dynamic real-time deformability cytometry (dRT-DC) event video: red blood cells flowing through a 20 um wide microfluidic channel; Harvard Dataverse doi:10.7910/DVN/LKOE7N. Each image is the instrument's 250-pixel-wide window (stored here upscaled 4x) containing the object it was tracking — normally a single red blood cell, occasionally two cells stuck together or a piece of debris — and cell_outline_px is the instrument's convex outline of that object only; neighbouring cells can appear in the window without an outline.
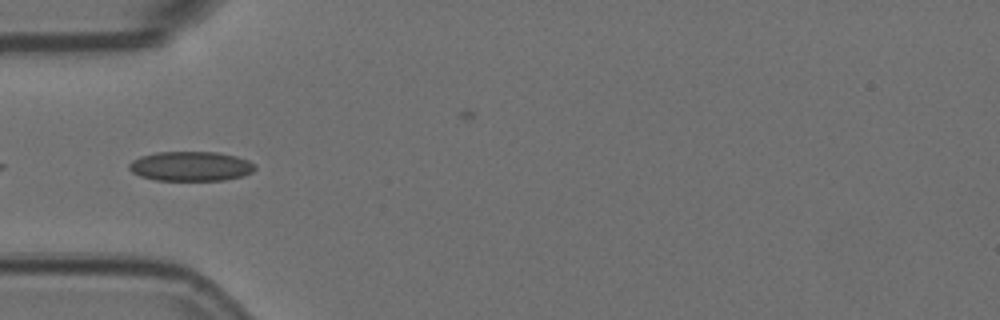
{"species": "Egyptian fruit bat (a non-hibernating species)", "species_latin": "Rousettus aegyptiacus", "temperature_condition": "room temperature", "stored_images_in_passage": 10, "camera_frame_rate_fps": 3000, "um_per_image_px": 0.085, "animal": {"sex": "female"}, "frame": {"image": 1, "passage_image": 5, "time_ms": 1.333, "image_size_px": [1000, 320], "cell_outline_px": [[256, 168], [252, 172], [244, 176], [224, 180], [156, 180], [140, 176], [132, 172], [128, 168], [128, 164], [132, 160], [140, 156], [156, 152], [216, 152], [236, 156], [248, 160], [256, 164]], "centroid_in_image_um": [16.22, 14.13], "position_along_channel_um": 68.8, "area_um2": 21.85}}
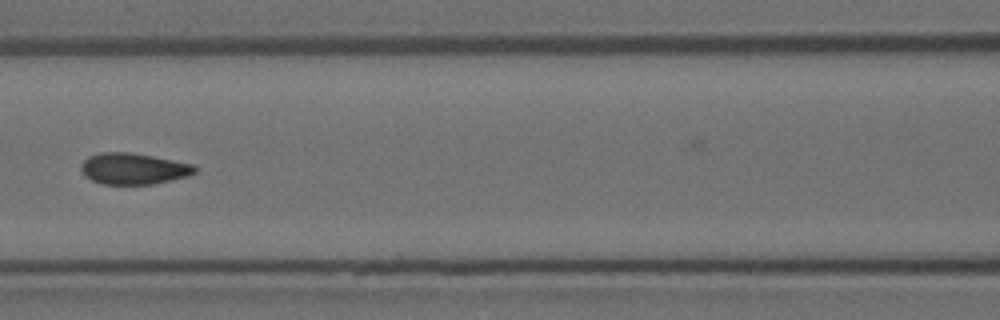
{"frame": {"image": 2, "passage_image": 7, "time_ms": 2.0, "image_size_px": [1000, 320], "cell_outline_px": [[196, 172], [188, 176], [172, 180], [152, 184], [104, 184], [92, 180], [84, 176], [80, 168], [80, 164], [88, 156], [100, 152], [128, 152], [152, 156], [192, 164], [196, 168]], "centroid_in_image_um": [11.31, 14.34], "position_along_channel_um": 155.3, "area_um2": 20.69}}
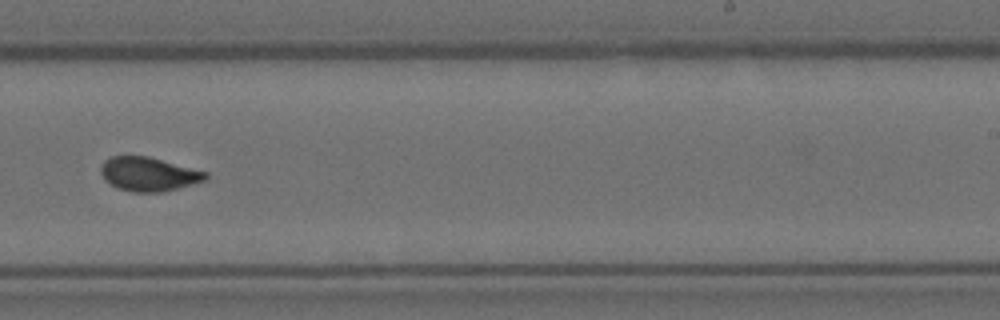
{"frame": {"image": 3, "passage_image": 10, "time_ms": 3.0, "image_size_px": [1000, 320], "cell_outline_px": [[208, 176], [204, 180], [192, 184], [164, 192], [132, 192], [116, 188], [104, 180], [100, 172], [100, 168], [104, 160], [112, 156], [148, 156], [208, 172]], "centroid_in_image_um": [12.6, 14.8], "position_along_channel_um": 276.4, "area_um2": 20.81}}